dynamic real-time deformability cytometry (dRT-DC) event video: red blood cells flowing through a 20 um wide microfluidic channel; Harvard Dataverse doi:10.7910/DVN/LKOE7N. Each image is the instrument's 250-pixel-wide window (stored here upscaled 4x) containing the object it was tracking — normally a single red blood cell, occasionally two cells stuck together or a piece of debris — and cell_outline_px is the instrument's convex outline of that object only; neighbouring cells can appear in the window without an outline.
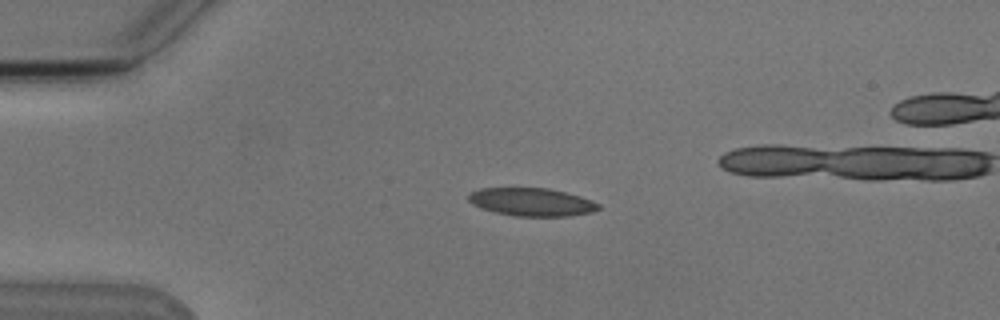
{"species": "Egyptian fruit bat (a non-hibernating species)", "species_latin": "Rousettus aegyptiacus", "temperature_condition": "cold", "stored_images_in_passage": 6, "camera_frame_rate_fps": 3000, "um_per_image_px": 0.085, "animal": {"sex": "male"}, "frame": {"image": 1, "passage_image": 3, "time_ms": 2.333, "image_size_px": [1000, 320], "cell_outline_px": [[600, 208], [592, 212], [568, 216], [516, 216], [496, 212], [480, 208], [472, 204], [468, 200], [468, 196], [472, 192], [480, 188], [548, 188], [580, 196], [600, 204]], "centroid_in_image_um": [45.18, 17.17], "position_along_channel_um": 39.8, "area_um2": 21.1}}